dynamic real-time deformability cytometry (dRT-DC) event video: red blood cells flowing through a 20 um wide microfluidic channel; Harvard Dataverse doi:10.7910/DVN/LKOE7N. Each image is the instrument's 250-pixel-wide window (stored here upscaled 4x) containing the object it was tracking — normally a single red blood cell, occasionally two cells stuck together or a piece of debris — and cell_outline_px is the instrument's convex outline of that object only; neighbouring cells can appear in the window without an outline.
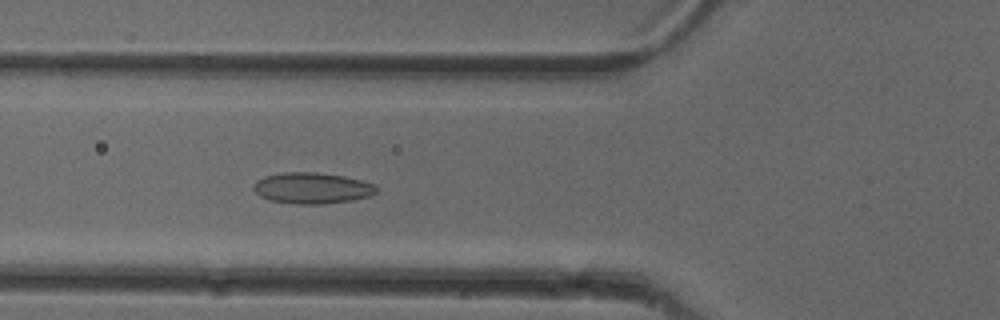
{"species": "common noctule bat (a hibernating species)", "species_latin": "Nyctalus noctula", "temperature_condition": "cold", "stored_images_in_passage": 47, "camera_frame_rate_fps": 3000, "um_per_image_px": 0.085, "animal": {"sex": "female"}, "frame": {"image": 1, "passage_image": 18, "time_ms": 5.667, "image_size_px": [1000, 320], "cell_outline_px": [[380, 188], [376, 192], [368, 196], [352, 200], [324, 204], [292, 204], [272, 200], [260, 196], [252, 188], [256, 180], [264, 176], [284, 172], [316, 172], [344, 176], [376, 184]], "centroid_in_image_um": [26.54, 15.98], "position_along_channel_um": 99.3, "area_um2": 22.37}}
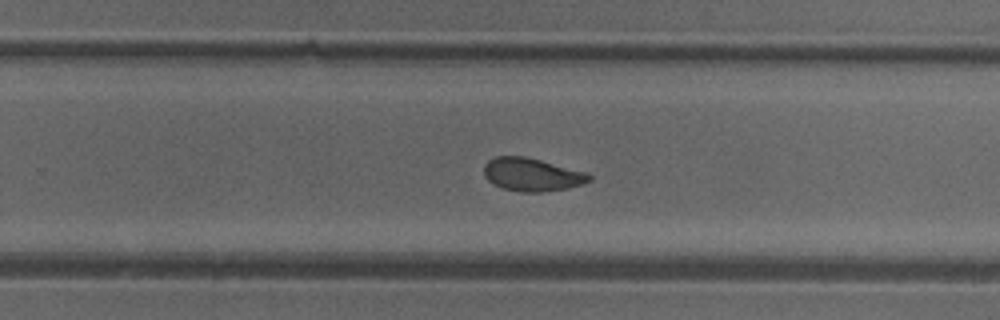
{"frame": {"image": 2, "passage_image": 32, "time_ms": 10.333, "image_size_px": [1000, 320], "cell_outline_px": [[592, 180], [584, 184], [568, 188], [540, 192], [520, 192], [504, 188], [488, 180], [484, 176], [484, 164], [488, 160], [496, 156], [524, 156], [588, 172], [592, 176]], "centroid_in_image_um": [45.25, 14.83], "position_along_channel_um": 284.6, "area_um2": 20.35}}
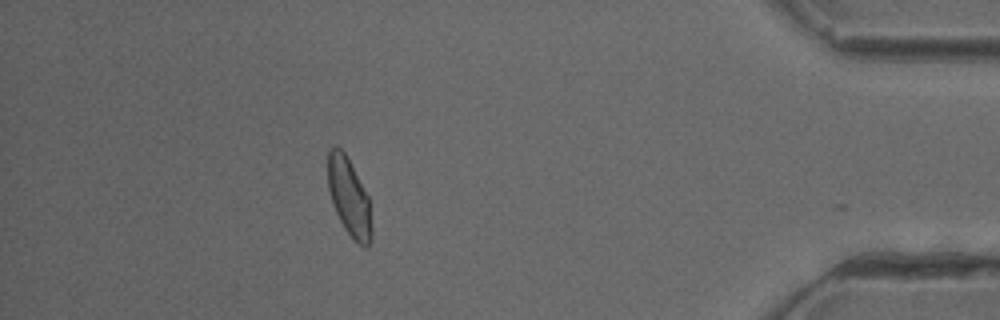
{"frame": {"image": 3, "passage_image": 45, "time_ms": 14.667, "image_size_px": [1000, 320], "cell_outline_px": [[372, 240], [368, 248], [364, 248], [344, 228], [336, 212], [328, 188], [328, 148], [336, 144], [344, 152], [368, 196], [372, 228]], "centroid_in_image_um": [29.67, 16.75], "position_along_channel_um": 405.5, "area_um2": 19.59}, "authors_computed_cell_mechanics": {"area_um2": 20.519, "velocity_mm_per_s": 3.9711, "shape_relaxation_time_tau1_ms": 4.7651, "shape_relaxation_time_tau2_ms": 2.1828, "deformation_change_tau1": 0.1084, "deformation_change_tau2": 0.0661}}